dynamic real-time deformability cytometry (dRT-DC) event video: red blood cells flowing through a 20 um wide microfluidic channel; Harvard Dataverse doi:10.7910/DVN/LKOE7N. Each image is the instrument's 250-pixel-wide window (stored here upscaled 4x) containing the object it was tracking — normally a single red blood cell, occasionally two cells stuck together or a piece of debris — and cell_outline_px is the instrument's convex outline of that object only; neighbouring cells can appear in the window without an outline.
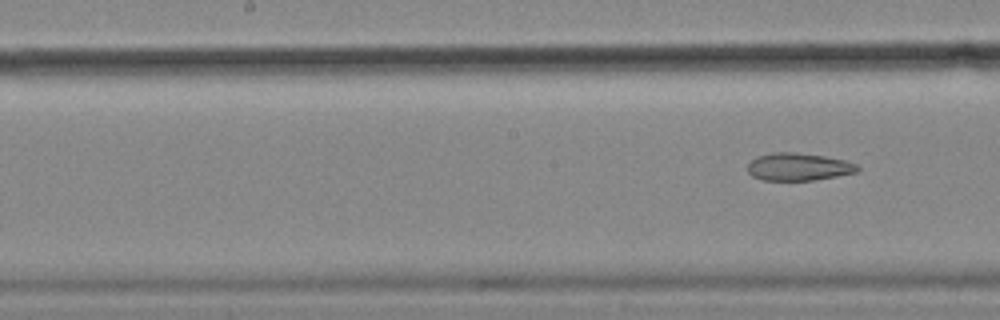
{"species": "common noctule bat (a hibernating species)", "species_latin": "Nyctalus noctula", "temperature_condition": "cold", "stored_images_in_passage": 13, "camera_frame_rate_fps": 3000, "um_per_image_px": 0.085, "animal": {"sex": "female", "body_mass_g": 18.4}, "frame": {"image": 1, "passage_image": 13, "time_ms": 4.0, "image_size_px": [1000, 320], "cell_outline_px": [[860, 168], [856, 172], [836, 176], [812, 180], [764, 180], [752, 176], [748, 172], [748, 164], [756, 156], [772, 152], [796, 152], [824, 156], [844, 160], [856, 164]], "centroid_in_image_um": [67.84, 14.17], "position_along_channel_um": 180.4, "area_um2": 17.57}}